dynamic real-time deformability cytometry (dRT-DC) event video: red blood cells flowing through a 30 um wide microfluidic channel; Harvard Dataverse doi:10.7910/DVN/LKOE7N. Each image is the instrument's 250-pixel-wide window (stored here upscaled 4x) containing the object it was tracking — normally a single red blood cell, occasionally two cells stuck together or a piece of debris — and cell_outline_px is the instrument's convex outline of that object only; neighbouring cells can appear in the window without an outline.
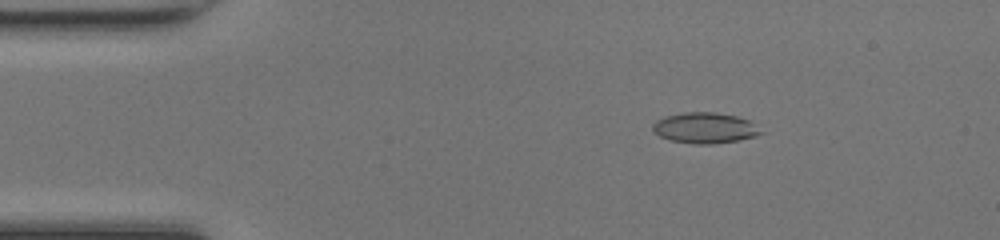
{"species": "common noctule bat (a hibernating species)", "species_latin": "Nyctalus noctula", "temperature_condition": "room temperature", "stored_images_in_passage": 48, "camera_frame_rate_fps": 3000, "um_per_image_px": 0.085, "animal": {"sex": "female", "body_mass_g": 17.0, "forearm_length_mm": 48.0}, "frame": {"image": 1, "passage_image": 8, "time_ms": 2.333, "image_size_px": [1000, 240], "cell_outline_px": [[764, 132], [756, 136], [740, 140], [712, 144], [692, 144], [672, 140], [660, 136], [652, 128], [652, 124], [656, 120], [664, 116], [684, 112], [716, 112], [736, 116], [748, 120]], "centroid_in_image_um": [59.91, 10.87], "position_along_channel_um": 25.1, "area_um2": 19.36}}
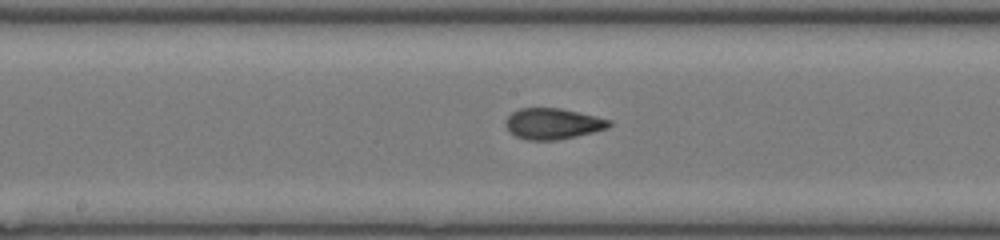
{"frame": {"image": 2, "passage_image": 25, "time_ms": 8.0, "image_size_px": [1000, 240], "cell_outline_px": [[612, 124], [608, 128], [576, 136], [556, 140], [528, 140], [516, 136], [504, 124], [504, 120], [512, 112], [520, 108], [560, 108], [612, 120]], "centroid_in_image_um": [46.98, 10.51], "position_along_channel_um": 201.2, "area_um2": 18.55}}
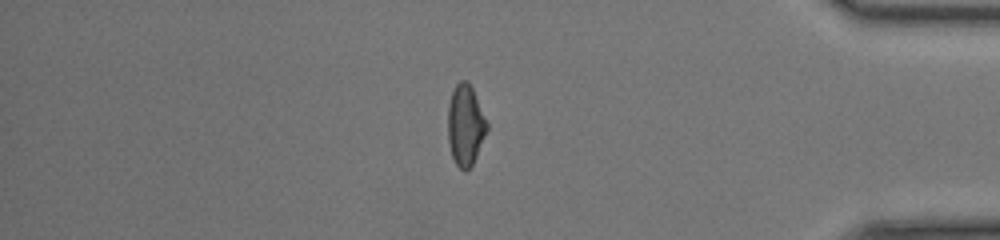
{"frame": {"image": 3, "passage_image": 41, "time_ms": 13.333, "image_size_px": [1000, 240], "cell_outline_px": [[488, 128], [476, 156], [472, 164], [464, 172], [456, 164], [452, 156], [448, 140], [448, 104], [452, 92], [456, 84], [460, 80], [468, 80], [472, 88], [488, 124]], "centroid_in_image_um": [39.55, 10.62], "position_along_channel_um": 395.7, "area_um2": 18.21}, "authors_computed_cell_mechanics": {"area_um2": 18.5827, "velocity_mm_per_s": 4.3094, "shape_relaxation_time_tau1_ms": null, "shape_relaxation_time_tau2_ms": 1.1299, "deformation_change_tau1": null, "deformation_change_tau2": 0.0742}}